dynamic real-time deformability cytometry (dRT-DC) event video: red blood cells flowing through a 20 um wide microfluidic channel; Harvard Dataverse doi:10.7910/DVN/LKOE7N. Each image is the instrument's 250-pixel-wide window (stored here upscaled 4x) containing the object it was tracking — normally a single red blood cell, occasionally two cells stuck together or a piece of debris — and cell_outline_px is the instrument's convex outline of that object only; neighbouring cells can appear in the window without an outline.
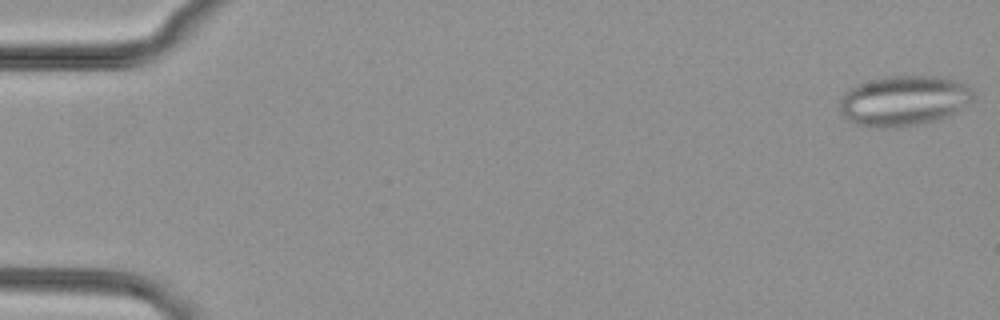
{"species": "common noctule bat (a hibernating species)", "species_latin": "Nyctalus noctula", "temperature_condition": "cold", "stored_images_in_passage": 11, "camera_frame_rate_fps": 3000, "um_per_image_px": 0.085, "animal": {"sex": "female", "body_mass_g": 29.2, "forearm_length_mm": 56.3}, "frame": {"image": 1, "passage_image": 1, "time_ms": 0.0, "image_size_px": [1000, 320], "cell_outline_px": [[976, 96], [972, 100], [948, 116], [924, 124], [896, 128], [876, 128], [856, 124], [844, 116], [840, 112], [840, 100], [856, 84], [868, 80], [884, 76], [948, 76], [968, 84], [976, 92]], "centroid_in_image_um": [76.89, 8.55], "position_along_channel_um": 8.1, "area_um2": 39.71}}